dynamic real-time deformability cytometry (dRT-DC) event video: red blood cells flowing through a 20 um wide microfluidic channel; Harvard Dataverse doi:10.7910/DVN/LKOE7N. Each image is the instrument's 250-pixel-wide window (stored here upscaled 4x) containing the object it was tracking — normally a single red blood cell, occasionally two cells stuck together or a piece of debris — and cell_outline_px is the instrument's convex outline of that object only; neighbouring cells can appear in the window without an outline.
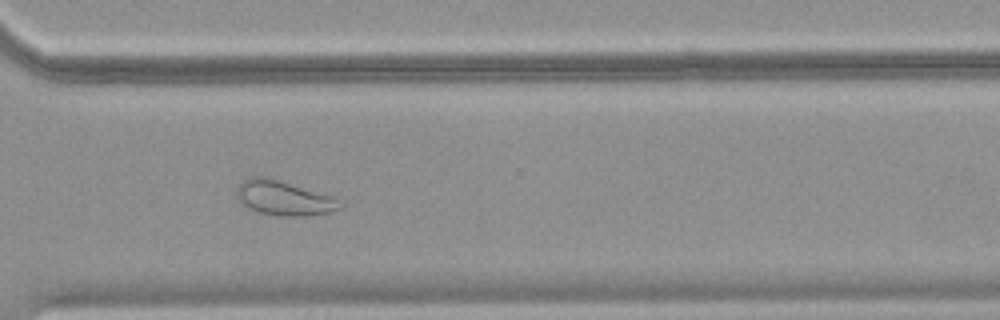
{"species": "common noctule bat (a hibernating species)", "species_latin": "Nyctalus noctula", "temperature_condition": "warm", "stored_images_in_passage": 43, "camera_frame_rate_fps": 3000, "um_per_image_px": 0.085, "animal": {"sex": "female", "body_mass_g": 18.4}, "frame": {"image": 1, "passage_image": 31, "time_ms": 10.0, "image_size_px": [1000, 320], "cell_outline_px": [[344, 208], [328, 212], [308, 216], [276, 216], [260, 212], [248, 208], [240, 200], [236, 192], [240, 184], [244, 180], [252, 176], [268, 176], [336, 196], [344, 204]], "centroid_in_image_um": [24.22, 16.82], "position_along_channel_um": 346.4, "area_um2": 21.27}}
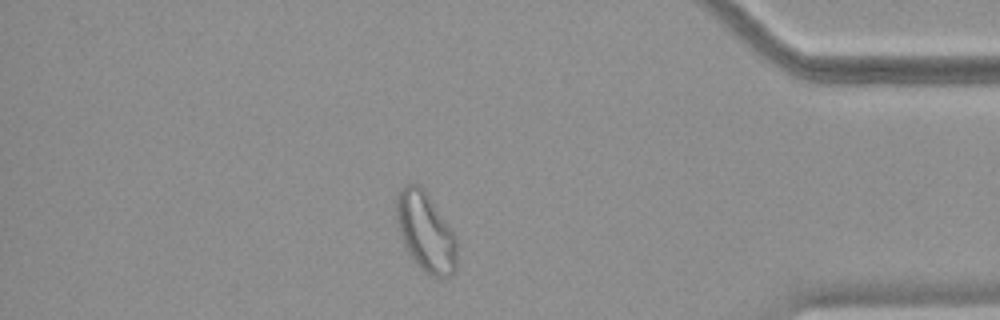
{"frame": {"image": 2, "passage_image": 37, "time_ms": 12.0, "image_size_px": [1000, 320], "cell_outline_px": [[456, 268], [452, 276], [440, 280], [436, 280], [424, 272], [420, 268], [408, 252], [404, 244], [396, 220], [396, 196], [400, 188], [404, 184], [416, 184], [424, 188], [456, 236]], "centroid_in_image_um": [36.19, 19.75], "position_along_channel_um": 399.0, "area_um2": 28.26}}